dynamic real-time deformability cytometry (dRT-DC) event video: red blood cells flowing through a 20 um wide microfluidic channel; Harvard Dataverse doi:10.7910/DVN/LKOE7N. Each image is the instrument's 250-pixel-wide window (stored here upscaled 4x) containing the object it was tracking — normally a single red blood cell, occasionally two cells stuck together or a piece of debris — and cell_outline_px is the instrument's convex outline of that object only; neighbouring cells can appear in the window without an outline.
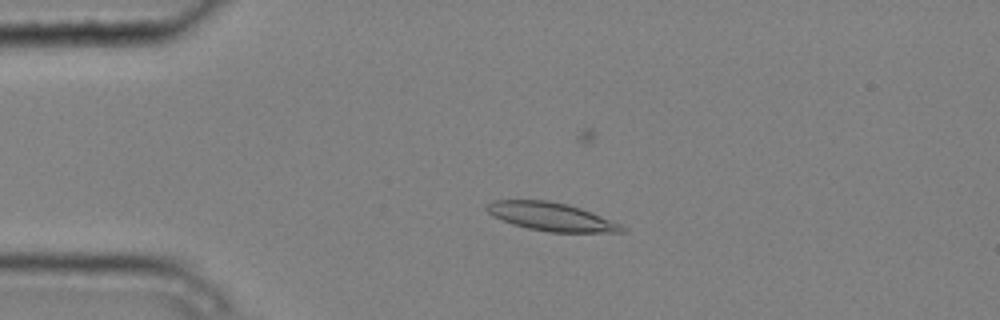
{"species": "common noctule bat (a hibernating species)", "species_latin": "Nyctalus noctula", "temperature_condition": "cold", "stored_images_in_passage": 7, "camera_frame_rate_fps": 3000, "um_per_image_px": 0.085, "animal": {"sex": "male", "body_mass_g": 20.4}, "frame": {"image": 1, "passage_image": 5, "time_ms": 1.333, "image_size_px": [1000, 320], "cell_outline_px": [[628, 232], [548, 232], [528, 228], [512, 224], [492, 216], [484, 208], [492, 200], [548, 200], [568, 204], [580, 208], [620, 224], [628, 228]], "centroid_in_image_um": [46.84, 18.42], "position_along_channel_um": 38.2, "area_um2": 22.25}}